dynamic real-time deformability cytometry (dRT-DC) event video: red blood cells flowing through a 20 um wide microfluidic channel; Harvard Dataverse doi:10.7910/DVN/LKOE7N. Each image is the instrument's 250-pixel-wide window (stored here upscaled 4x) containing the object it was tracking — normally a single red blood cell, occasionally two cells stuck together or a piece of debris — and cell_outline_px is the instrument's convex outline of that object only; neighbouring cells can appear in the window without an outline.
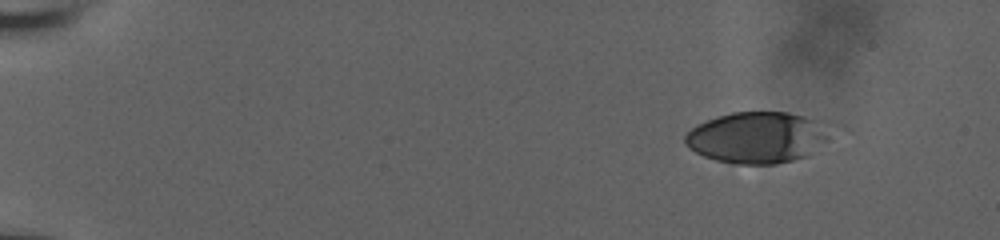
{"species": "human", "species_latin": "Homo sapiens", "temperature_condition": "room temperature", "stored_images_in_passage": 17, "camera_frame_rate_fps": 3000, "um_per_image_px": 0.085, "donor": {"sex": "male"}, "frame": {"image": 1, "passage_image": 1, "time_ms": 0.0, "image_size_px": [1000, 240], "cell_outline_px": [[844, 128], [808, 156], [776, 164], [732, 164], [716, 160], [704, 156], [688, 148], [684, 144], [684, 136], [696, 124], [732, 112], [788, 112], [828, 120], [840, 124]], "centroid_in_image_um": [64.6, 11.66], "position_along_channel_um": 20.4, "area_um2": 45.26}}
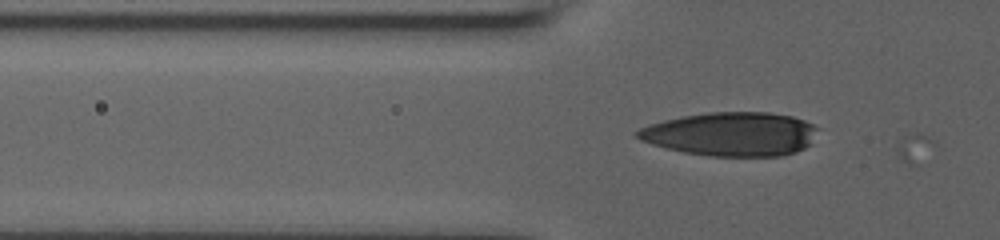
{"frame": {"image": 2, "passage_image": 15, "time_ms": 4.667, "image_size_px": [1000, 240], "cell_outline_px": [[820, 128], [812, 144], [796, 152], [780, 156], [708, 156], [684, 152], [652, 144], [640, 140], [636, 136], [636, 132], [640, 128], [648, 124], [664, 120], [684, 116], [708, 112], [768, 112], [792, 116], [804, 120]], "centroid_in_image_um": [62.2, 11.39], "position_along_channel_um": 63.6, "area_um2": 46.3}}